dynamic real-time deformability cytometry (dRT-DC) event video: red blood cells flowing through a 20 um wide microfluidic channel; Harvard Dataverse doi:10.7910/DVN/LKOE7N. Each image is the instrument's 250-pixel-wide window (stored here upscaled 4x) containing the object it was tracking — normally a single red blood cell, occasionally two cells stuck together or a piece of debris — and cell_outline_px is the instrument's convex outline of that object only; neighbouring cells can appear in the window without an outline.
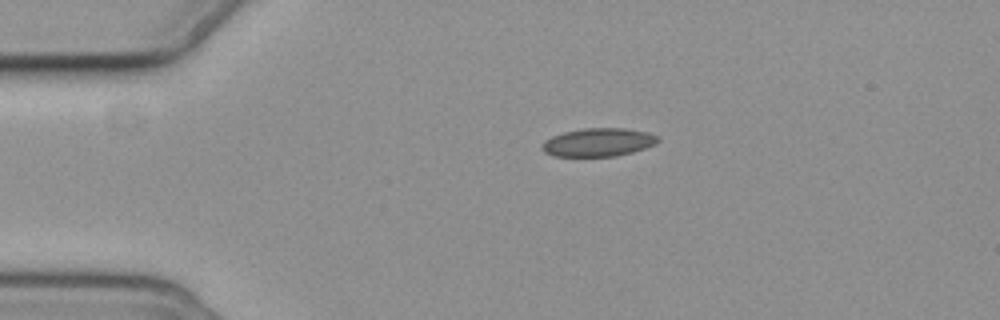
{"species": "common noctule bat (a hibernating species)", "species_latin": "Nyctalus noctula", "temperature_condition": "cold", "stored_images_in_passage": 3, "camera_frame_rate_fps": 3000, "um_per_image_px": 0.085, "animal": {"sex": "female", "body_mass_g": 19.3, "forearm_length_mm": 54.1}, "frame": {"image": 1, "passage_image": 1, "time_ms": 0.0, "image_size_px": [1000, 320], "cell_outline_px": [[660, 140], [656, 144], [632, 152], [616, 156], [552, 156], [544, 152], [540, 148], [544, 140], [552, 136], [564, 132], [584, 128], [624, 128], [648, 132], [660, 136]], "centroid_in_image_um": [50.86, 12.09], "position_along_channel_um": 34.1, "area_um2": 19.25}}
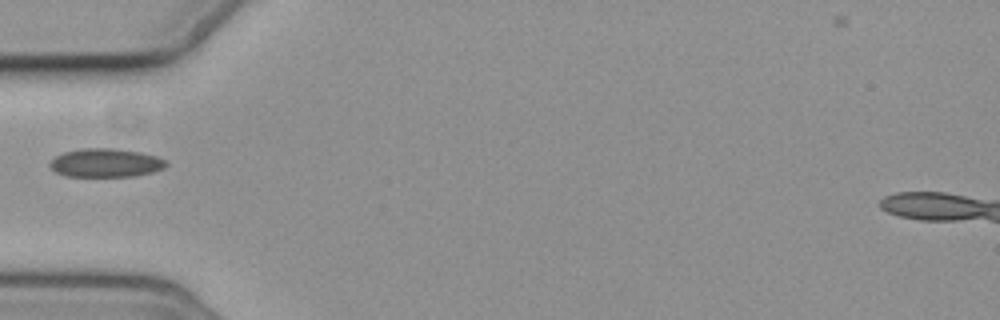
{"frame": {"image": 2, "passage_image": 3, "time_ms": 2.333, "image_size_px": [1000, 320], "cell_outline_px": [[168, 164], [164, 168], [152, 172], [136, 176], [64, 176], [56, 172], [48, 164], [56, 156], [64, 152], [84, 148], [112, 148], [140, 152], [156, 156], [164, 160]], "centroid_in_image_um": [8.98, 13.84], "position_along_channel_um": 76.0, "area_um2": 19.25}}